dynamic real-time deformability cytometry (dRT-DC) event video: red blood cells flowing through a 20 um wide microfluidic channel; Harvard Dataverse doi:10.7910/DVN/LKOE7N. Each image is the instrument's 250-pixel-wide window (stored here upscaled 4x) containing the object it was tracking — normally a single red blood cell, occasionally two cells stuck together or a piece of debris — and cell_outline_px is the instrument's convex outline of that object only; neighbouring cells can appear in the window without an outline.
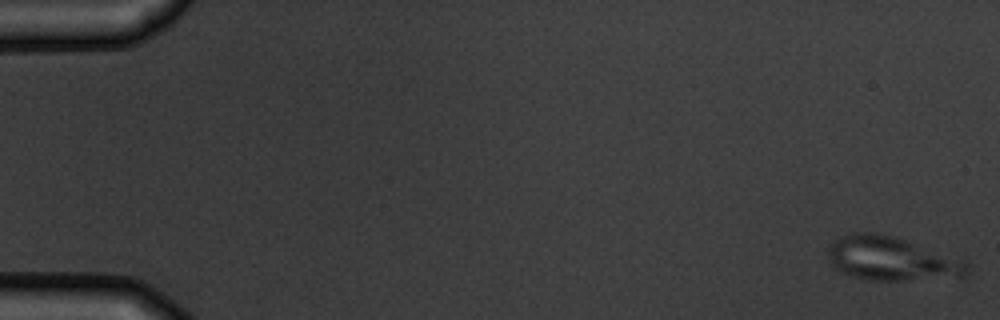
{"species": "common noctule bat (a hibernating species)", "species_latin": "Nyctalus noctula", "temperature_condition": "warm", "stored_images_in_passage": 6, "camera_frame_rate_fps": 3000, "um_per_image_px": 0.085, "animal": {"sex": "male", "body_mass_g": 19.5, "forearm_length_mm": 54.6}, "frame": {"image": 1, "passage_image": 1, "time_ms": 0.0, "image_size_px": [1000, 320], "cell_outline_px": [[972, 264], [968, 272], [964, 276], [900, 280], [868, 280], [852, 276], [832, 268], [828, 256], [828, 248], [832, 240], [840, 236], [852, 232], [872, 232], [896, 236], [968, 260]], "centroid_in_image_um": [75.79, 21.97], "position_along_channel_um": 9.2, "area_um2": 36.18}}